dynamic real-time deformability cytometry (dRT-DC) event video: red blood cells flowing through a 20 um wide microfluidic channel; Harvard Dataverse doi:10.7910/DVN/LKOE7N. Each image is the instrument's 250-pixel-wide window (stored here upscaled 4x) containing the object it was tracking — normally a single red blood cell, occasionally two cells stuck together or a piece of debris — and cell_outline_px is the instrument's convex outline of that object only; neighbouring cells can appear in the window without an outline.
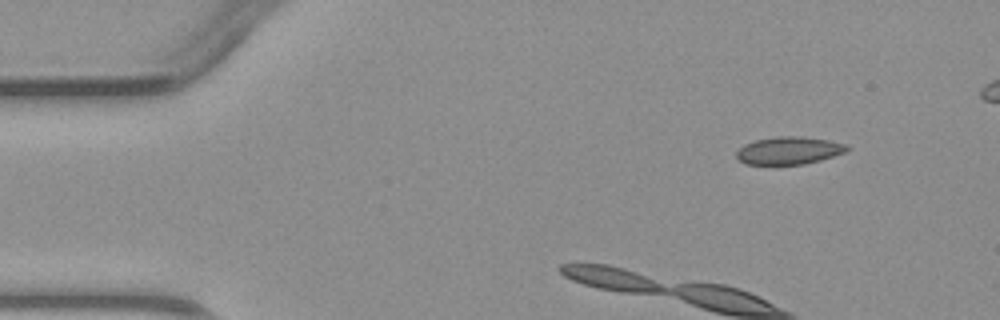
{"species": "common noctule bat (a hibernating species)", "species_latin": "Nyctalus noctula", "temperature_condition": "warm", "stored_images_in_passage": 6, "camera_frame_rate_fps": 3000, "um_per_image_px": 0.085, "animal": {"sex": "male", "body_mass_g": 23.1, "forearm_length_mm": 52.7}, "frame": {"image": 1, "passage_image": 1, "time_ms": 0.0, "image_size_px": [1000, 320], "cell_outline_px": [[852, 148], [848, 152], [820, 160], [804, 164], [744, 164], [736, 156], [736, 152], [744, 144], [756, 140], [780, 136], [800, 136], [828, 140], [848, 144]], "centroid_in_image_um": [67.12, 12.79], "position_along_channel_um": 17.9, "area_um2": 17.86}}